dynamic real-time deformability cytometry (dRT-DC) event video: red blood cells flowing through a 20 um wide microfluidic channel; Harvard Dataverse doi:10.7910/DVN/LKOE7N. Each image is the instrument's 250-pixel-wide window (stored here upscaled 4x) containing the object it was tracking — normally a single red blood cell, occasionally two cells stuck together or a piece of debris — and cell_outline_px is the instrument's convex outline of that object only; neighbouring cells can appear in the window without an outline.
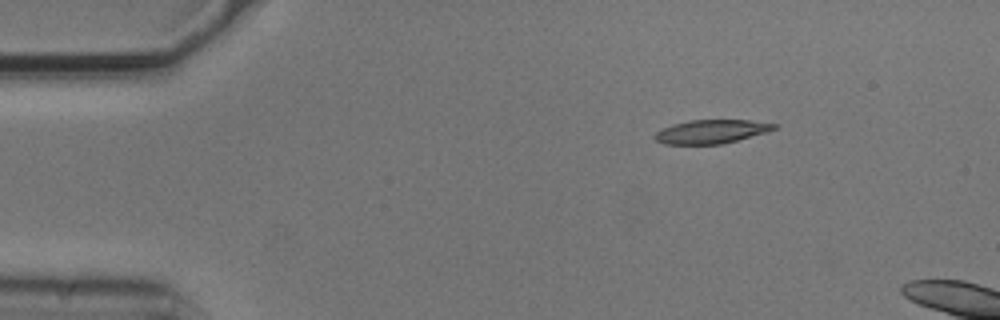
{"species": "common noctule bat (a hibernating species)", "species_latin": "Nyctalus noctula", "temperature_condition": "cold", "stored_images_in_passage": 2, "camera_frame_rate_fps": 3000, "um_per_image_px": 0.085, "animal": {"sex": "male", "body_mass_g": 20.5, "forearm_length_mm": 52.5}, "frame": {"image": 1, "passage_image": 1, "time_ms": 0.0, "image_size_px": [1000, 320], "cell_outline_px": [[780, 128], [768, 132], [720, 144], [664, 144], [656, 140], [652, 136], [656, 132], [672, 124], [692, 120], [748, 120], [780, 124]], "centroid_in_image_um": [60.51, 11.18], "position_along_channel_um": 24.5, "area_um2": 16.53}}